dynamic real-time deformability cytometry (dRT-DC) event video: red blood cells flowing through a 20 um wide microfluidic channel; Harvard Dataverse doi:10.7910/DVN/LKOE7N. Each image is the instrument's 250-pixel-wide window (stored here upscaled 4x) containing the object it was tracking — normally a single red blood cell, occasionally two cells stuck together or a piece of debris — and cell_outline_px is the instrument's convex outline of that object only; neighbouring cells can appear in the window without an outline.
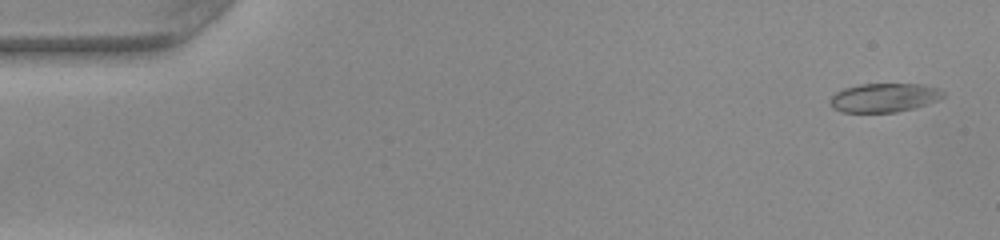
{"species": "common noctule bat (a hibernating species)", "species_latin": "Nyctalus noctula", "temperature_condition": "warm", "stored_images_in_passage": 47, "camera_frame_rate_fps": 3000, "um_per_image_px": 0.085, "animal": {"sex": "female", "body_mass_g": 22.0, "forearm_length_mm": 56.7}, "frame": {"image": 1, "passage_image": 2, "time_ms": 0.333, "image_size_px": [1000, 240], "cell_outline_px": [[944, 96], [936, 100], [916, 108], [896, 112], [840, 112], [832, 108], [832, 96], [836, 92], [844, 88], [860, 84], [920, 84], [940, 88], [944, 92]], "centroid_in_image_um": [75.17, 8.3], "position_along_channel_um": 9.8, "area_um2": 18.96}}
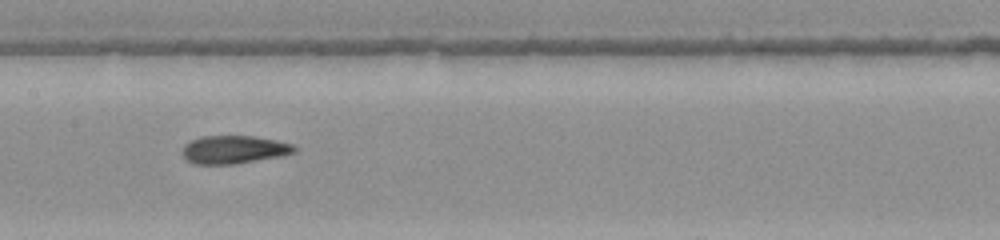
{"frame": {"image": 2, "passage_image": 25, "time_ms": 8.0, "image_size_px": [1000, 240], "cell_outline_px": [[296, 152], [280, 156], [236, 164], [192, 164], [180, 152], [184, 144], [188, 140], [200, 136], [252, 136], [276, 140], [292, 144], [296, 148]], "centroid_in_image_um": [19.83, 12.71], "position_along_channel_um": 187.6, "area_um2": 18.5}}
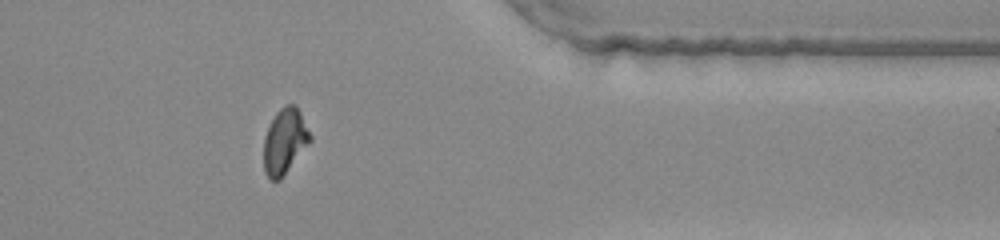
{"frame": {"image": 3, "passage_image": 41, "time_ms": 13.333, "image_size_px": [1000, 240], "cell_outline_px": [[312, 140], [280, 180], [268, 180], [264, 172], [264, 136], [276, 112], [280, 108], [288, 104], [296, 104], [312, 136]], "centroid_in_image_um": [24.2, 12.02], "position_along_channel_um": 387.2, "area_um2": 17.74}}